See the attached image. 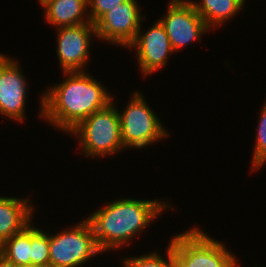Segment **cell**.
<instances>
[{
	"label": "cell",
	"instance_id": "5bb4252c",
	"mask_svg": "<svg viewBox=\"0 0 266 267\" xmlns=\"http://www.w3.org/2000/svg\"><path fill=\"white\" fill-rule=\"evenodd\" d=\"M200 1V2H199ZM196 12L213 31L234 19L245 8L246 0H190ZM238 14V15H237Z\"/></svg>",
	"mask_w": 266,
	"mask_h": 267
},
{
	"label": "cell",
	"instance_id": "4fadbf2b",
	"mask_svg": "<svg viewBox=\"0 0 266 267\" xmlns=\"http://www.w3.org/2000/svg\"><path fill=\"white\" fill-rule=\"evenodd\" d=\"M43 19L56 28L93 24L88 12V0H51L41 7Z\"/></svg>",
	"mask_w": 266,
	"mask_h": 267
},
{
	"label": "cell",
	"instance_id": "ba28073f",
	"mask_svg": "<svg viewBox=\"0 0 266 267\" xmlns=\"http://www.w3.org/2000/svg\"><path fill=\"white\" fill-rule=\"evenodd\" d=\"M139 5L138 0H126L105 13L94 24L97 40L126 48L135 39L141 23L147 20Z\"/></svg>",
	"mask_w": 266,
	"mask_h": 267
},
{
	"label": "cell",
	"instance_id": "6da1fadb",
	"mask_svg": "<svg viewBox=\"0 0 266 267\" xmlns=\"http://www.w3.org/2000/svg\"><path fill=\"white\" fill-rule=\"evenodd\" d=\"M39 98V116L55 131L67 135L81 121L112 103L113 94L91 72H62Z\"/></svg>",
	"mask_w": 266,
	"mask_h": 267
},
{
	"label": "cell",
	"instance_id": "8992f818",
	"mask_svg": "<svg viewBox=\"0 0 266 267\" xmlns=\"http://www.w3.org/2000/svg\"><path fill=\"white\" fill-rule=\"evenodd\" d=\"M49 232L50 267H83L97 255H103L87 218L55 234Z\"/></svg>",
	"mask_w": 266,
	"mask_h": 267
},
{
	"label": "cell",
	"instance_id": "9c48e42d",
	"mask_svg": "<svg viewBox=\"0 0 266 267\" xmlns=\"http://www.w3.org/2000/svg\"><path fill=\"white\" fill-rule=\"evenodd\" d=\"M20 61L0 53V116L16 123L26 120L28 79ZM25 75V76H24Z\"/></svg>",
	"mask_w": 266,
	"mask_h": 267
},
{
	"label": "cell",
	"instance_id": "30bf717a",
	"mask_svg": "<svg viewBox=\"0 0 266 267\" xmlns=\"http://www.w3.org/2000/svg\"><path fill=\"white\" fill-rule=\"evenodd\" d=\"M143 24L139 27L135 39L126 47L131 52H137V67L141 75L151 76L154 72L163 70L169 63L170 56L174 55L169 37L159 20L144 30Z\"/></svg>",
	"mask_w": 266,
	"mask_h": 267
},
{
	"label": "cell",
	"instance_id": "44dd1931",
	"mask_svg": "<svg viewBox=\"0 0 266 267\" xmlns=\"http://www.w3.org/2000/svg\"><path fill=\"white\" fill-rule=\"evenodd\" d=\"M51 0H38L37 2L40 4V6L42 7L43 5H45L46 3H48Z\"/></svg>",
	"mask_w": 266,
	"mask_h": 267
},
{
	"label": "cell",
	"instance_id": "e0dca14e",
	"mask_svg": "<svg viewBox=\"0 0 266 267\" xmlns=\"http://www.w3.org/2000/svg\"><path fill=\"white\" fill-rule=\"evenodd\" d=\"M31 222V266L50 267L49 230Z\"/></svg>",
	"mask_w": 266,
	"mask_h": 267
},
{
	"label": "cell",
	"instance_id": "5b68a950",
	"mask_svg": "<svg viewBox=\"0 0 266 267\" xmlns=\"http://www.w3.org/2000/svg\"><path fill=\"white\" fill-rule=\"evenodd\" d=\"M131 94L124 109L118 108L124 148L142 150L166 140L170 135L169 129L147 102L146 95L143 96L140 90Z\"/></svg>",
	"mask_w": 266,
	"mask_h": 267
},
{
	"label": "cell",
	"instance_id": "7c38bea8",
	"mask_svg": "<svg viewBox=\"0 0 266 267\" xmlns=\"http://www.w3.org/2000/svg\"><path fill=\"white\" fill-rule=\"evenodd\" d=\"M29 196H0V244L22 231L34 219L35 204Z\"/></svg>",
	"mask_w": 266,
	"mask_h": 267
},
{
	"label": "cell",
	"instance_id": "2e32d148",
	"mask_svg": "<svg viewBox=\"0 0 266 267\" xmlns=\"http://www.w3.org/2000/svg\"><path fill=\"white\" fill-rule=\"evenodd\" d=\"M165 249L164 256L156 248L155 251L152 250L140 256L124 255L120 261L121 267H171L173 265V254L169 243Z\"/></svg>",
	"mask_w": 266,
	"mask_h": 267
},
{
	"label": "cell",
	"instance_id": "52a82bcc",
	"mask_svg": "<svg viewBox=\"0 0 266 267\" xmlns=\"http://www.w3.org/2000/svg\"><path fill=\"white\" fill-rule=\"evenodd\" d=\"M167 2L165 15L158 20L163 25L174 52L178 53L193 42H202L204 35L212 31L196 12L190 0Z\"/></svg>",
	"mask_w": 266,
	"mask_h": 267
},
{
	"label": "cell",
	"instance_id": "8fae6325",
	"mask_svg": "<svg viewBox=\"0 0 266 267\" xmlns=\"http://www.w3.org/2000/svg\"><path fill=\"white\" fill-rule=\"evenodd\" d=\"M55 30L56 55L62 72H85L91 60L92 41L98 39L95 25L82 24Z\"/></svg>",
	"mask_w": 266,
	"mask_h": 267
},
{
	"label": "cell",
	"instance_id": "7a4b0ae2",
	"mask_svg": "<svg viewBox=\"0 0 266 267\" xmlns=\"http://www.w3.org/2000/svg\"><path fill=\"white\" fill-rule=\"evenodd\" d=\"M102 206L88 214L86 218L103 253L118 251L125 246L128 249L131 242L140 237L139 235L142 236L141 233L150 228L164 211L174 209L168 199L149 200L140 197L137 199L120 197Z\"/></svg>",
	"mask_w": 266,
	"mask_h": 267
},
{
	"label": "cell",
	"instance_id": "ffe728a7",
	"mask_svg": "<svg viewBox=\"0 0 266 267\" xmlns=\"http://www.w3.org/2000/svg\"><path fill=\"white\" fill-rule=\"evenodd\" d=\"M0 267H20L13 262L8 261L2 255H0Z\"/></svg>",
	"mask_w": 266,
	"mask_h": 267
},
{
	"label": "cell",
	"instance_id": "9a60e30c",
	"mask_svg": "<svg viewBox=\"0 0 266 267\" xmlns=\"http://www.w3.org/2000/svg\"><path fill=\"white\" fill-rule=\"evenodd\" d=\"M0 255L20 267L31 266V223L0 244Z\"/></svg>",
	"mask_w": 266,
	"mask_h": 267
},
{
	"label": "cell",
	"instance_id": "d6986e66",
	"mask_svg": "<svg viewBox=\"0 0 266 267\" xmlns=\"http://www.w3.org/2000/svg\"><path fill=\"white\" fill-rule=\"evenodd\" d=\"M126 0H88V12L91 23L95 24L105 13Z\"/></svg>",
	"mask_w": 266,
	"mask_h": 267
},
{
	"label": "cell",
	"instance_id": "277c9868",
	"mask_svg": "<svg viewBox=\"0 0 266 267\" xmlns=\"http://www.w3.org/2000/svg\"><path fill=\"white\" fill-rule=\"evenodd\" d=\"M115 99L113 95L112 103L94 112L68 133L74 139L78 138L77 145L85 155V159L108 156L113 158L123 149L126 151L121 138L120 119Z\"/></svg>",
	"mask_w": 266,
	"mask_h": 267
},
{
	"label": "cell",
	"instance_id": "ac0fdd59",
	"mask_svg": "<svg viewBox=\"0 0 266 267\" xmlns=\"http://www.w3.org/2000/svg\"><path fill=\"white\" fill-rule=\"evenodd\" d=\"M259 110V118L257 129L255 132V142L251 159V168L252 172H258L260 169L266 165V101L261 105Z\"/></svg>",
	"mask_w": 266,
	"mask_h": 267
},
{
	"label": "cell",
	"instance_id": "3957f363",
	"mask_svg": "<svg viewBox=\"0 0 266 267\" xmlns=\"http://www.w3.org/2000/svg\"><path fill=\"white\" fill-rule=\"evenodd\" d=\"M171 237L169 244L176 267H242L225 240L211 237L198 225Z\"/></svg>",
	"mask_w": 266,
	"mask_h": 267
}]
</instances>
